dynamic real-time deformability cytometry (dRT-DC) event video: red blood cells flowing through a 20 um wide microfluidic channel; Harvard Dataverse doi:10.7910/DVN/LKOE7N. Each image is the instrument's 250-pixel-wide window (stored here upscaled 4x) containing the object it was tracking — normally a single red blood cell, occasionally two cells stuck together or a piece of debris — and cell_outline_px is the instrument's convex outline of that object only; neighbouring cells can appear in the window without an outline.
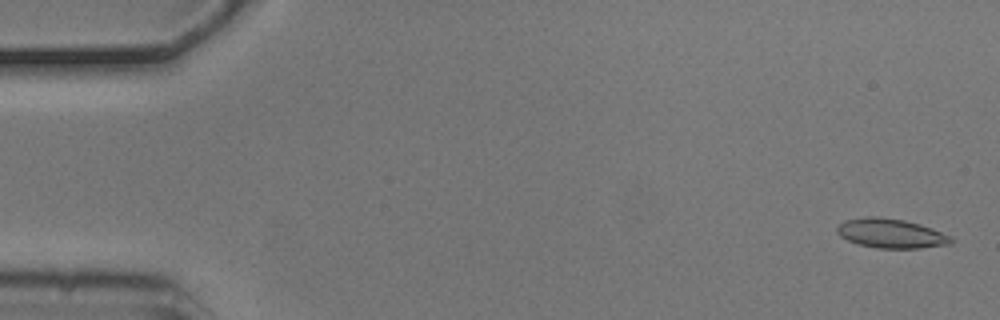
{"species": "common noctule bat (a hibernating species)", "species_latin": "Nyctalus noctula", "temperature_condition": "cold", "stored_images_in_passage": 5, "camera_frame_rate_fps": 3000, "um_per_image_px": 0.085, "animal": {"sex": "male", "body_mass_g": 20.5, "forearm_length_mm": 52.5}, "frame": {"image": 1, "passage_image": 1, "time_ms": 0.0, "image_size_px": [1000, 320], "cell_outline_px": [[956, 240], [952, 244], [920, 248], [876, 248], [856, 244], [840, 236], [836, 232], [836, 228], [844, 220], [864, 216], [876, 216], [904, 220], [920, 224], [932, 228], [952, 236]], "centroid_in_image_um": [75.75, 19.84], "position_along_channel_um": 9.3, "area_um2": 19.83}}